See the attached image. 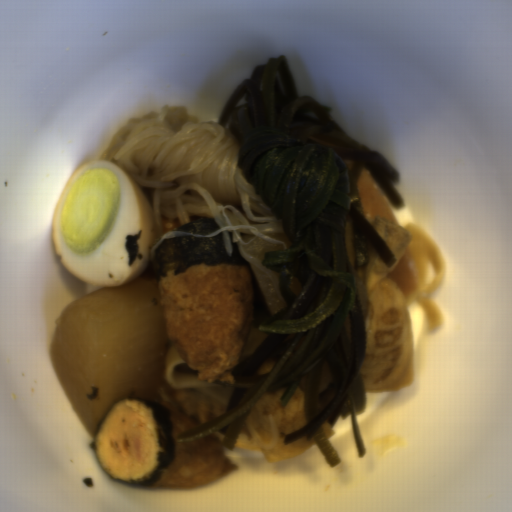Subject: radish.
I'll use <instances>...</instances> for the list:
<instances>
[{"mask_svg": "<svg viewBox=\"0 0 512 512\" xmlns=\"http://www.w3.org/2000/svg\"><path fill=\"white\" fill-rule=\"evenodd\" d=\"M169 342L165 307L151 278L105 286L62 310L49 353L64 393L94 440L123 398L157 400Z\"/></svg>", "mask_w": 512, "mask_h": 512, "instance_id": "1", "label": "radish"}]
</instances>
